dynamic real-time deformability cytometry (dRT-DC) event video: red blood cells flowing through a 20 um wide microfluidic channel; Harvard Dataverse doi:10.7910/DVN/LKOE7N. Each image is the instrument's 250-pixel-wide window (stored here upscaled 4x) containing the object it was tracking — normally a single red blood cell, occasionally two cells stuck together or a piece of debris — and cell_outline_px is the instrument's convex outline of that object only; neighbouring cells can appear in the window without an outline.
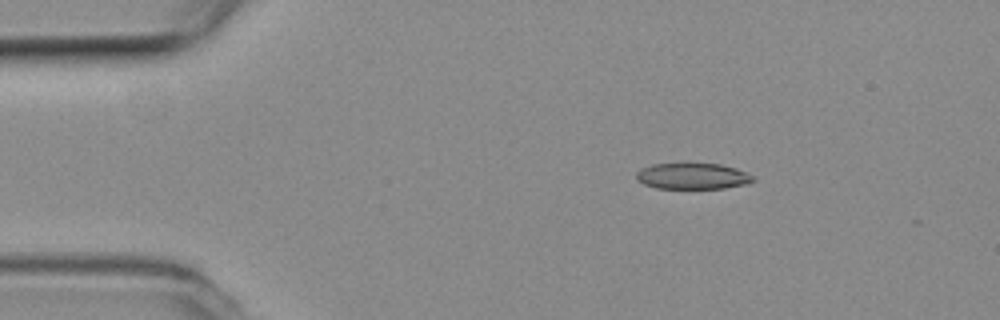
{"species": "common noctule bat (a hibernating species)", "species_latin": "Nyctalus noctula", "temperature_condition": "room temperature", "stored_images_in_passage": 4, "camera_frame_rate_fps": 3000, "um_per_image_px": 0.085, "animal": {"sex": "female", "body_mass_g": 19.3, "forearm_length_mm": 54.1}, "frame": {"image": 1, "passage_image": 2, "time_ms": 0.333, "image_size_px": [1000, 320], "cell_outline_px": [[756, 180], [748, 184], [724, 188], [656, 188], [644, 184], [636, 180], [636, 172], [640, 168], [652, 164], [720, 164], [736, 168], [752, 176]], "centroid_in_image_um": [58.85, 14.98], "position_along_channel_um": 26.2, "area_um2": 17.69}}